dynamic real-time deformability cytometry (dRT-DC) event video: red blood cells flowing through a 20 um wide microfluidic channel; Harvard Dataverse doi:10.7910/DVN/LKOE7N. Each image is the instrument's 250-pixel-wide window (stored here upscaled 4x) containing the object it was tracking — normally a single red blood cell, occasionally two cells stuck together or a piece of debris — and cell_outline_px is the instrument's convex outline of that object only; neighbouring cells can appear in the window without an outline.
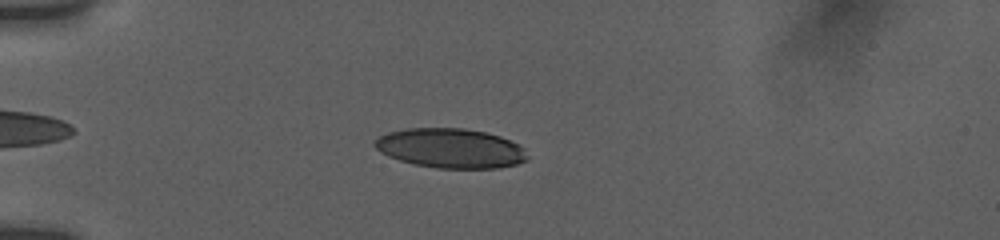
{"species": "human", "species_latin": "Homo sapiens", "temperature_condition": "room temperature", "stored_images_in_passage": 43, "camera_frame_rate_fps": 3000, "um_per_image_px": 0.085, "donor": {"sex": "female"}, "frame": {"image": 1, "passage_image": 9, "time_ms": 2.667, "image_size_px": [1000, 240], "cell_outline_px": [[528, 160], [516, 164], [500, 168], [436, 168], [416, 164], [400, 160], [388, 156], [380, 152], [372, 144], [380, 136], [388, 132], [408, 128], [464, 128], [484, 132], [500, 136], [520, 144], [524, 148], [528, 156]], "centroid_in_image_um": [38.32, 12.6], "position_along_channel_um": 46.7, "area_um2": 35.26}}
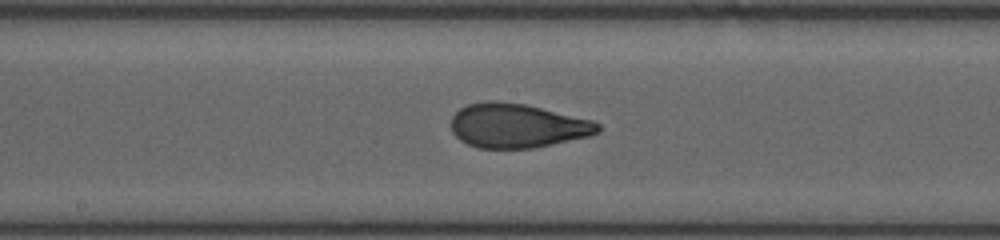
{"frame": {"image": 2, "passage_image": 24, "time_ms": 7.667, "image_size_px": [1000, 240], "cell_outline_px": [[600, 132], [588, 136], [552, 144], [532, 148], [480, 148], [468, 144], [460, 140], [452, 132], [452, 116], [460, 108], [468, 104], [488, 100], [496, 100], [524, 104], [592, 120], [600, 124]], "centroid_in_image_um": [43.94, 10.68], "position_along_channel_um": 204.3, "area_um2": 37.63}}
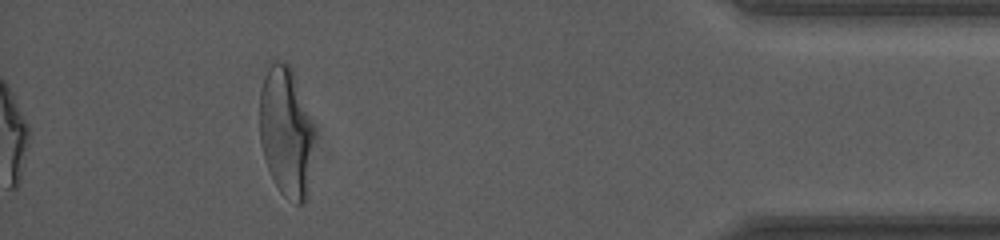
{"frame": {"image": 3, "passage_image": 43, "time_ms": 14.333, "image_size_px": [1000, 240], "cell_outline_px": [[312, 136], [308, 192], [304, 204], [296, 204], [288, 200], [280, 192], [272, 180], [264, 160], [260, 144], [260, 92], [264, 76], [268, 68], [276, 60], [288, 64], [292, 68], [312, 128]], "centroid_in_image_um": [24.26, 11.27], "position_along_channel_um": 410.9, "area_um2": 40.58}, "authors_computed_cell_mechanics": {"area_um2": 37.3388, "velocity_mm_per_s": 3.7778, "shape_relaxation_time_tau1_ms": 6.553, "shape_relaxation_time_tau2_ms": 0.771, "deformation_change_tau1": 0.2439, "deformation_change_tau2": 0.0717}}